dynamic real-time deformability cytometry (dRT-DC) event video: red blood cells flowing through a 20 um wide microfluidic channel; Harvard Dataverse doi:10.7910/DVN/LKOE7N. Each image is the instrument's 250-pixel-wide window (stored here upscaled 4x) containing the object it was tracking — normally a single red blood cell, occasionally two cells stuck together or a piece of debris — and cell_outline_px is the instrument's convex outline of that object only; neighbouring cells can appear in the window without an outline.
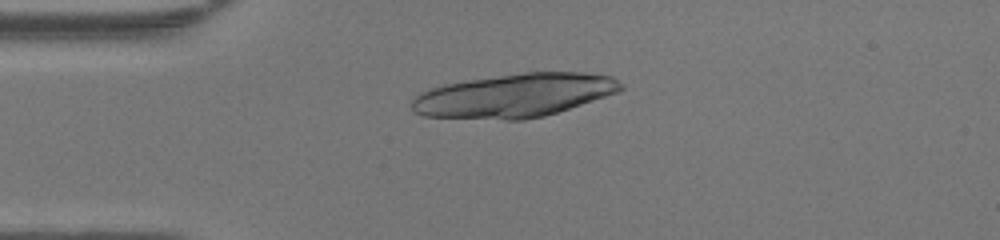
{"species": "human", "species_latin": "Homo sapiens", "temperature_condition": "warm", "stored_images_in_passage": 47, "camera_frame_rate_fps": 3000, "um_per_image_px": 0.085, "donor": {"sex": "female"}, "frame": {"image": 1, "passage_image": 11, "time_ms": 3.333, "image_size_px": [1000, 240], "cell_outline_px": [[624, 88], [616, 92], [544, 116], [524, 120], [504, 120], [424, 116], [416, 112], [412, 108], [412, 100], [420, 92], [444, 84], [468, 80], [524, 72], [584, 72], [612, 76], [624, 84]], "centroid_in_image_um": [43.72, 8.11], "position_along_channel_um": 41.3, "area_um2": 52.77}}